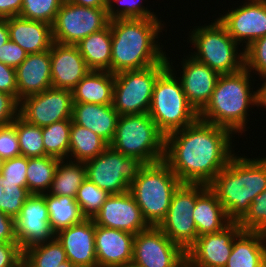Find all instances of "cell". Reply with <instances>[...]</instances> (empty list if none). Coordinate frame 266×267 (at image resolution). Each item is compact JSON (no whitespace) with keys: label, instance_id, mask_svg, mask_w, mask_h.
<instances>
[{"label":"cell","instance_id":"cell-36","mask_svg":"<svg viewBox=\"0 0 266 267\" xmlns=\"http://www.w3.org/2000/svg\"><path fill=\"white\" fill-rule=\"evenodd\" d=\"M12 124L16 127L21 156L27 158L45 156L42 127L27 123L20 116Z\"/></svg>","mask_w":266,"mask_h":267},{"label":"cell","instance_id":"cell-50","mask_svg":"<svg viewBox=\"0 0 266 267\" xmlns=\"http://www.w3.org/2000/svg\"><path fill=\"white\" fill-rule=\"evenodd\" d=\"M23 0H0V18L19 16Z\"/></svg>","mask_w":266,"mask_h":267},{"label":"cell","instance_id":"cell-47","mask_svg":"<svg viewBox=\"0 0 266 267\" xmlns=\"http://www.w3.org/2000/svg\"><path fill=\"white\" fill-rule=\"evenodd\" d=\"M23 253L17 242L0 243V267H22Z\"/></svg>","mask_w":266,"mask_h":267},{"label":"cell","instance_id":"cell-43","mask_svg":"<svg viewBox=\"0 0 266 267\" xmlns=\"http://www.w3.org/2000/svg\"><path fill=\"white\" fill-rule=\"evenodd\" d=\"M3 189L4 193L0 197V211L15 219L31 193L27 187H6Z\"/></svg>","mask_w":266,"mask_h":267},{"label":"cell","instance_id":"cell-10","mask_svg":"<svg viewBox=\"0 0 266 267\" xmlns=\"http://www.w3.org/2000/svg\"><path fill=\"white\" fill-rule=\"evenodd\" d=\"M145 164L108 146L100 155L85 162L86 178L109 194L129 191L130 184Z\"/></svg>","mask_w":266,"mask_h":267},{"label":"cell","instance_id":"cell-53","mask_svg":"<svg viewBox=\"0 0 266 267\" xmlns=\"http://www.w3.org/2000/svg\"><path fill=\"white\" fill-rule=\"evenodd\" d=\"M9 39L7 19L0 18V46L4 45Z\"/></svg>","mask_w":266,"mask_h":267},{"label":"cell","instance_id":"cell-28","mask_svg":"<svg viewBox=\"0 0 266 267\" xmlns=\"http://www.w3.org/2000/svg\"><path fill=\"white\" fill-rule=\"evenodd\" d=\"M114 74L90 70L71 90L73 103L110 105L113 103Z\"/></svg>","mask_w":266,"mask_h":267},{"label":"cell","instance_id":"cell-6","mask_svg":"<svg viewBox=\"0 0 266 267\" xmlns=\"http://www.w3.org/2000/svg\"><path fill=\"white\" fill-rule=\"evenodd\" d=\"M181 181L164 161L145 164L130 184V193L150 226H158L165 218L174 191Z\"/></svg>","mask_w":266,"mask_h":267},{"label":"cell","instance_id":"cell-22","mask_svg":"<svg viewBox=\"0 0 266 267\" xmlns=\"http://www.w3.org/2000/svg\"><path fill=\"white\" fill-rule=\"evenodd\" d=\"M50 60L52 88L72 90L90 71L76 45L53 42Z\"/></svg>","mask_w":266,"mask_h":267},{"label":"cell","instance_id":"cell-17","mask_svg":"<svg viewBox=\"0 0 266 267\" xmlns=\"http://www.w3.org/2000/svg\"><path fill=\"white\" fill-rule=\"evenodd\" d=\"M240 231L239 223L231 222L220 232L198 236L186 251L188 267H225Z\"/></svg>","mask_w":266,"mask_h":267},{"label":"cell","instance_id":"cell-12","mask_svg":"<svg viewBox=\"0 0 266 267\" xmlns=\"http://www.w3.org/2000/svg\"><path fill=\"white\" fill-rule=\"evenodd\" d=\"M196 200L197 184L181 183L174 191L165 218L158 225L185 252L197 239V229L192 218Z\"/></svg>","mask_w":266,"mask_h":267},{"label":"cell","instance_id":"cell-57","mask_svg":"<svg viewBox=\"0 0 266 267\" xmlns=\"http://www.w3.org/2000/svg\"><path fill=\"white\" fill-rule=\"evenodd\" d=\"M2 193H4V189H3V187L0 185V197H1Z\"/></svg>","mask_w":266,"mask_h":267},{"label":"cell","instance_id":"cell-5","mask_svg":"<svg viewBox=\"0 0 266 267\" xmlns=\"http://www.w3.org/2000/svg\"><path fill=\"white\" fill-rule=\"evenodd\" d=\"M167 56L168 54L166 55L168 67L155 82L148 112L157 128L165 136L173 131L183 129L199 119V113L189 103L181 82L176 77L177 71L173 67L170 57Z\"/></svg>","mask_w":266,"mask_h":267},{"label":"cell","instance_id":"cell-52","mask_svg":"<svg viewBox=\"0 0 266 267\" xmlns=\"http://www.w3.org/2000/svg\"><path fill=\"white\" fill-rule=\"evenodd\" d=\"M263 81L260 87H257L258 106L266 109V76L261 78ZM264 79V80H263ZM259 88V89H258Z\"/></svg>","mask_w":266,"mask_h":267},{"label":"cell","instance_id":"cell-20","mask_svg":"<svg viewBox=\"0 0 266 267\" xmlns=\"http://www.w3.org/2000/svg\"><path fill=\"white\" fill-rule=\"evenodd\" d=\"M66 252L67 260L76 267H98L95 250V223L85 218L55 235Z\"/></svg>","mask_w":266,"mask_h":267},{"label":"cell","instance_id":"cell-3","mask_svg":"<svg viewBox=\"0 0 266 267\" xmlns=\"http://www.w3.org/2000/svg\"><path fill=\"white\" fill-rule=\"evenodd\" d=\"M208 187L223 205L227 217L238 222L254 197L266 190V156L252 159L235 153Z\"/></svg>","mask_w":266,"mask_h":267},{"label":"cell","instance_id":"cell-35","mask_svg":"<svg viewBox=\"0 0 266 267\" xmlns=\"http://www.w3.org/2000/svg\"><path fill=\"white\" fill-rule=\"evenodd\" d=\"M71 124L72 120H61L42 127L45 156L59 160L69 159Z\"/></svg>","mask_w":266,"mask_h":267},{"label":"cell","instance_id":"cell-1","mask_svg":"<svg viewBox=\"0 0 266 267\" xmlns=\"http://www.w3.org/2000/svg\"><path fill=\"white\" fill-rule=\"evenodd\" d=\"M234 134L198 119L165 136L164 161L181 183L209 185L235 154Z\"/></svg>","mask_w":266,"mask_h":267},{"label":"cell","instance_id":"cell-40","mask_svg":"<svg viewBox=\"0 0 266 267\" xmlns=\"http://www.w3.org/2000/svg\"><path fill=\"white\" fill-rule=\"evenodd\" d=\"M238 223L243 231L266 234V190L254 197L249 210Z\"/></svg>","mask_w":266,"mask_h":267},{"label":"cell","instance_id":"cell-44","mask_svg":"<svg viewBox=\"0 0 266 267\" xmlns=\"http://www.w3.org/2000/svg\"><path fill=\"white\" fill-rule=\"evenodd\" d=\"M21 156L16 127L11 123L0 129V157L3 160Z\"/></svg>","mask_w":266,"mask_h":267},{"label":"cell","instance_id":"cell-45","mask_svg":"<svg viewBox=\"0 0 266 267\" xmlns=\"http://www.w3.org/2000/svg\"><path fill=\"white\" fill-rule=\"evenodd\" d=\"M27 55L28 53L23 48L10 39L0 46V62L15 69L26 59Z\"/></svg>","mask_w":266,"mask_h":267},{"label":"cell","instance_id":"cell-26","mask_svg":"<svg viewBox=\"0 0 266 267\" xmlns=\"http://www.w3.org/2000/svg\"><path fill=\"white\" fill-rule=\"evenodd\" d=\"M9 38L28 54L50 50L53 43L52 26L42 21H34L14 16L7 18Z\"/></svg>","mask_w":266,"mask_h":267},{"label":"cell","instance_id":"cell-15","mask_svg":"<svg viewBox=\"0 0 266 267\" xmlns=\"http://www.w3.org/2000/svg\"><path fill=\"white\" fill-rule=\"evenodd\" d=\"M15 236L22 253L55 238L45 202V194H31L14 219Z\"/></svg>","mask_w":266,"mask_h":267},{"label":"cell","instance_id":"cell-37","mask_svg":"<svg viewBox=\"0 0 266 267\" xmlns=\"http://www.w3.org/2000/svg\"><path fill=\"white\" fill-rule=\"evenodd\" d=\"M109 195L106 190L100 189L86 178L78 189L75 200L79 204L83 216L93 219Z\"/></svg>","mask_w":266,"mask_h":267},{"label":"cell","instance_id":"cell-25","mask_svg":"<svg viewBox=\"0 0 266 267\" xmlns=\"http://www.w3.org/2000/svg\"><path fill=\"white\" fill-rule=\"evenodd\" d=\"M192 218L196 225L197 237L220 232L232 222L215 193L204 184H197V200Z\"/></svg>","mask_w":266,"mask_h":267},{"label":"cell","instance_id":"cell-9","mask_svg":"<svg viewBox=\"0 0 266 267\" xmlns=\"http://www.w3.org/2000/svg\"><path fill=\"white\" fill-rule=\"evenodd\" d=\"M167 67L165 59L144 69L114 74L112 105L119 115L148 113L155 82Z\"/></svg>","mask_w":266,"mask_h":267},{"label":"cell","instance_id":"cell-32","mask_svg":"<svg viewBox=\"0 0 266 267\" xmlns=\"http://www.w3.org/2000/svg\"><path fill=\"white\" fill-rule=\"evenodd\" d=\"M108 146L97 134L72 122L69 143L70 160L86 162L100 155Z\"/></svg>","mask_w":266,"mask_h":267},{"label":"cell","instance_id":"cell-16","mask_svg":"<svg viewBox=\"0 0 266 267\" xmlns=\"http://www.w3.org/2000/svg\"><path fill=\"white\" fill-rule=\"evenodd\" d=\"M247 1L217 18L240 47L245 43L243 49L266 36V0Z\"/></svg>","mask_w":266,"mask_h":267},{"label":"cell","instance_id":"cell-24","mask_svg":"<svg viewBox=\"0 0 266 267\" xmlns=\"http://www.w3.org/2000/svg\"><path fill=\"white\" fill-rule=\"evenodd\" d=\"M119 113L113 105L73 103L72 122L91 130L108 145L113 140Z\"/></svg>","mask_w":266,"mask_h":267},{"label":"cell","instance_id":"cell-7","mask_svg":"<svg viewBox=\"0 0 266 267\" xmlns=\"http://www.w3.org/2000/svg\"><path fill=\"white\" fill-rule=\"evenodd\" d=\"M109 146L144 164H152L164 160L165 135L148 113L120 115Z\"/></svg>","mask_w":266,"mask_h":267},{"label":"cell","instance_id":"cell-39","mask_svg":"<svg viewBox=\"0 0 266 267\" xmlns=\"http://www.w3.org/2000/svg\"><path fill=\"white\" fill-rule=\"evenodd\" d=\"M28 158L18 156L6 159L0 173V185L6 187H27Z\"/></svg>","mask_w":266,"mask_h":267},{"label":"cell","instance_id":"cell-56","mask_svg":"<svg viewBox=\"0 0 266 267\" xmlns=\"http://www.w3.org/2000/svg\"><path fill=\"white\" fill-rule=\"evenodd\" d=\"M3 162H4V160L0 157V173H1V170H2Z\"/></svg>","mask_w":266,"mask_h":267},{"label":"cell","instance_id":"cell-38","mask_svg":"<svg viewBox=\"0 0 266 267\" xmlns=\"http://www.w3.org/2000/svg\"><path fill=\"white\" fill-rule=\"evenodd\" d=\"M64 0H23L20 17L53 25Z\"/></svg>","mask_w":266,"mask_h":267},{"label":"cell","instance_id":"cell-27","mask_svg":"<svg viewBox=\"0 0 266 267\" xmlns=\"http://www.w3.org/2000/svg\"><path fill=\"white\" fill-rule=\"evenodd\" d=\"M225 267H266V234L241 230Z\"/></svg>","mask_w":266,"mask_h":267},{"label":"cell","instance_id":"cell-33","mask_svg":"<svg viewBox=\"0 0 266 267\" xmlns=\"http://www.w3.org/2000/svg\"><path fill=\"white\" fill-rule=\"evenodd\" d=\"M60 160L51 156L28 158L27 188L31 194H45L54 179Z\"/></svg>","mask_w":266,"mask_h":267},{"label":"cell","instance_id":"cell-19","mask_svg":"<svg viewBox=\"0 0 266 267\" xmlns=\"http://www.w3.org/2000/svg\"><path fill=\"white\" fill-rule=\"evenodd\" d=\"M186 57L181 61L183 71L178 78L189 103L199 113L209 102L220 75L190 54Z\"/></svg>","mask_w":266,"mask_h":267},{"label":"cell","instance_id":"cell-48","mask_svg":"<svg viewBox=\"0 0 266 267\" xmlns=\"http://www.w3.org/2000/svg\"><path fill=\"white\" fill-rule=\"evenodd\" d=\"M0 91L13 95L18 100L16 70L0 62Z\"/></svg>","mask_w":266,"mask_h":267},{"label":"cell","instance_id":"cell-34","mask_svg":"<svg viewBox=\"0 0 266 267\" xmlns=\"http://www.w3.org/2000/svg\"><path fill=\"white\" fill-rule=\"evenodd\" d=\"M65 261H67L66 252L55 237L53 240L25 250L22 267H58Z\"/></svg>","mask_w":266,"mask_h":267},{"label":"cell","instance_id":"cell-2","mask_svg":"<svg viewBox=\"0 0 266 267\" xmlns=\"http://www.w3.org/2000/svg\"><path fill=\"white\" fill-rule=\"evenodd\" d=\"M109 25L112 32L111 73L144 69L166 59V52L158 42L165 25L160 18L114 19Z\"/></svg>","mask_w":266,"mask_h":267},{"label":"cell","instance_id":"cell-42","mask_svg":"<svg viewBox=\"0 0 266 267\" xmlns=\"http://www.w3.org/2000/svg\"><path fill=\"white\" fill-rule=\"evenodd\" d=\"M245 68L260 78L266 76V36L253 41L244 49ZM255 70V72H254Z\"/></svg>","mask_w":266,"mask_h":267},{"label":"cell","instance_id":"cell-21","mask_svg":"<svg viewBox=\"0 0 266 267\" xmlns=\"http://www.w3.org/2000/svg\"><path fill=\"white\" fill-rule=\"evenodd\" d=\"M134 234L95 225V250L98 267H130Z\"/></svg>","mask_w":266,"mask_h":267},{"label":"cell","instance_id":"cell-13","mask_svg":"<svg viewBox=\"0 0 266 267\" xmlns=\"http://www.w3.org/2000/svg\"><path fill=\"white\" fill-rule=\"evenodd\" d=\"M186 252L158 226H150L134 235L130 267H176Z\"/></svg>","mask_w":266,"mask_h":267},{"label":"cell","instance_id":"cell-51","mask_svg":"<svg viewBox=\"0 0 266 267\" xmlns=\"http://www.w3.org/2000/svg\"><path fill=\"white\" fill-rule=\"evenodd\" d=\"M64 1L85 7L107 8V0H64Z\"/></svg>","mask_w":266,"mask_h":267},{"label":"cell","instance_id":"cell-30","mask_svg":"<svg viewBox=\"0 0 266 267\" xmlns=\"http://www.w3.org/2000/svg\"><path fill=\"white\" fill-rule=\"evenodd\" d=\"M66 162V163H65ZM86 179L85 162L63 159L58 162L48 194L75 198Z\"/></svg>","mask_w":266,"mask_h":267},{"label":"cell","instance_id":"cell-31","mask_svg":"<svg viewBox=\"0 0 266 267\" xmlns=\"http://www.w3.org/2000/svg\"><path fill=\"white\" fill-rule=\"evenodd\" d=\"M45 202L49 214V222L55 233L82 222L85 217L79 204L70 196H54L45 193Z\"/></svg>","mask_w":266,"mask_h":267},{"label":"cell","instance_id":"cell-46","mask_svg":"<svg viewBox=\"0 0 266 267\" xmlns=\"http://www.w3.org/2000/svg\"><path fill=\"white\" fill-rule=\"evenodd\" d=\"M20 102L11 94L0 91V124L8 125L19 116Z\"/></svg>","mask_w":266,"mask_h":267},{"label":"cell","instance_id":"cell-23","mask_svg":"<svg viewBox=\"0 0 266 267\" xmlns=\"http://www.w3.org/2000/svg\"><path fill=\"white\" fill-rule=\"evenodd\" d=\"M15 70L19 102L52 88L50 50L28 54Z\"/></svg>","mask_w":266,"mask_h":267},{"label":"cell","instance_id":"cell-55","mask_svg":"<svg viewBox=\"0 0 266 267\" xmlns=\"http://www.w3.org/2000/svg\"><path fill=\"white\" fill-rule=\"evenodd\" d=\"M176 267H188L187 258L185 257Z\"/></svg>","mask_w":266,"mask_h":267},{"label":"cell","instance_id":"cell-14","mask_svg":"<svg viewBox=\"0 0 266 267\" xmlns=\"http://www.w3.org/2000/svg\"><path fill=\"white\" fill-rule=\"evenodd\" d=\"M73 97L68 89L50 88L20 100L19 116L27 123L45 127L72 120Z\"/></svg>","mask_w":266,"mask_h":267},{"label":"cell","instance_id":"cell-11","mask_svg":"<svg viewBox=\"0 0 266 267\" xmlns=\"http://www.w3.org/2000/svg\"><path fill=\"white\" fill-rule=\"evenodd\" d=\"M107 8H92L64 1L52 25L53 42L76 45L109 25Z\"/></svg>","mask_w":266,"mask_h":267},{"label":"cell","instance_id":"cell-4","mask_svg":"<svg viewBox=\"0 0 266 267\" xmlns=\"http://www.w3.org/2000/svg\"><path fill=\"white\" fill-rule=\"evenodd\" d=\"M250 77L252 74L245 67L233 74L220 75L209 102L199 112V119L227 128L234 135L245 133L249 108L258 106L257 89L253 91L254 80Z\"/></svg>","mask_w":266,"mask_h":267},{"label":"cell","instance_id":"cell-41","mask_svg":"<svg viewBox=\"0 0 266 267\" xmlns=\"http://www.w3.org/2000/svg\"><path fill=\"white\" fill-rule=\"evenodd\" d=\"M143 1V0H142ZM140 0H107V14L108 18L126 19V18H154L158 17L154 12H151L145 7ZM115 3L120 8H115ZM120 4V6H119ZM116 9V10H115Z\"/></svg>","mask_w":266,"mask_h":267},{"label":"cell","instance_id":"cell-18","mask_svg":"<svg viewBox=\"0 0 266 267\" xmlns=\"http://www.w3.org/2000/svg\"><path fill=\"white\" fill-rule=\"evenodd\" d=\"M93 221L95 225L134 235L150 227L130 191L110 194Z\"/></svg>","mask_w":266,"mask_h":267},{"label":"cell","instance_id":"cell-29","mask_svg":"<svg viewBox=\"0 0 266 267\" xmlns=\"http://www.w3.org/2000/svg\"><path fill=\"white\" fill-rule=\"evenodd\" d=\"M90 70L109 71L111 66L112 32L108 25L76 44Z\"/></svg>","mask_w":266,"mask_h":267},{"label":"cell","instance_id":"cell-49","mask_svg":"<svg viewBox=\"0 0 266 267\" xmlns=\"http://www.w3.org/2000/svg\"><path fill=\"white\" fill-rule=\"evenodd\" d=\"M17 242L14 218L0 211V243Z\"/></svg>","mask_w":266,"mask_h":267},{"label":"cell","instance_id":"cell-54","mask_svg":"<svg viewBox=\"0 0 266 267\" xmlns=\"http://www.w3.org/2000/svg\"><path fill=\"white\" fill-rule=\"evenodd\" d=\"M58 267H76L74 264H72L69 260L61 263L60 265H58Z\"/></svg>","mask_w":266,"mask_h":267},{"label":"cell","instance_id":"cell-8","mask_svg":"<svg viewBox=\"0 0 266 267\" xmlns=\"http://www.w3.org/2000/svg\"><path fill=\"white\" fill-rule=\"evenodd\" d=\"M194 28L188 37L196 49L190 54L193 58L208 65L219 75L233 74L245 67L244 49H238L239 44L217 18L211 24Z\"/></svg>","mask_w":266,"mask_h":267}]
</instances>
